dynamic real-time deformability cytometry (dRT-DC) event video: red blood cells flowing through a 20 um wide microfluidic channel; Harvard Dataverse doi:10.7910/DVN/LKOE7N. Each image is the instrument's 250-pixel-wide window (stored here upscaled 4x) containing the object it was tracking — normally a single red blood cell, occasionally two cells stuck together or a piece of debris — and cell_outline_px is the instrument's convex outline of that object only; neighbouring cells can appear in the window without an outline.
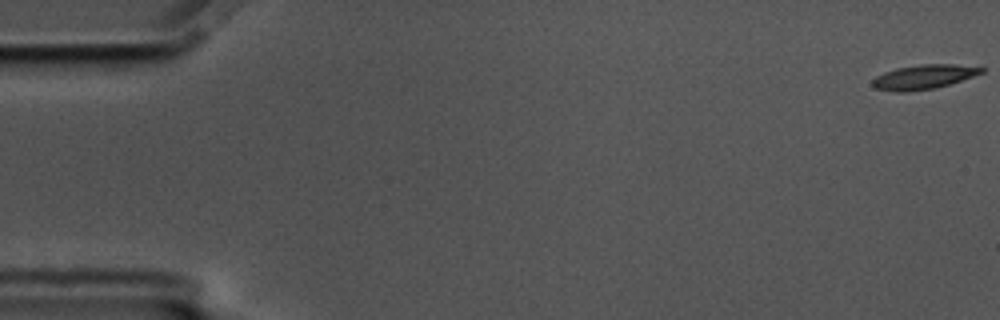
{"species": "common noctule bat (a hibernating species)", "species_latin": "Nyctalus noctula", "temperature_condition": "cold", "stored_images_in_passage": 59, "camera_frame_rate_fps": 3000, "um_per_image_px": 0.085, "animal": {"sex": "male", "body_mass_g": 17.5, "forearm_length_mm": 52.3}, "frame": {"image": 1, "passage_image": 1, "time_ms": 0.0, "image_size_px": [1000, 320], "cell_outline_px": [[984, 72], [936, 88], [904, 92], [892, 92], [876, 88], [872, 84], [872, 80], [876, 76], [884, 72], [896, 68], [920, 64], [956, 64], [984, 68]], "centroid_in_image_um": [78.47, 6.54], "position_along_channel_um": 6.5, "area_um2": 15.37}}
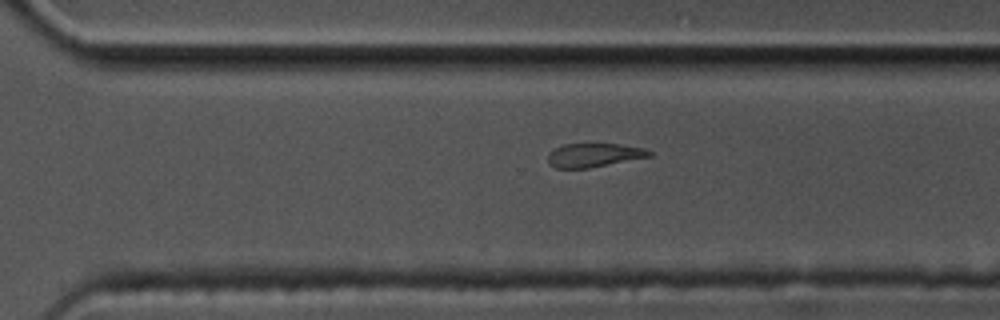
{"frame": {"image": 2, "passage_image": 41, "time_ms": 13.333, "image_size_px": [1000, 320], "cell_outline_px": [[652, 156], [588, 168], [556, 168], [548, 164], [548, 152], [564, 144], [620, 144], [644, 148], [652, 152]], "centroid_in_image_um": [50.47, 13.19], "position_along_channel_um": 320.1, "area_um2": 13.99}}
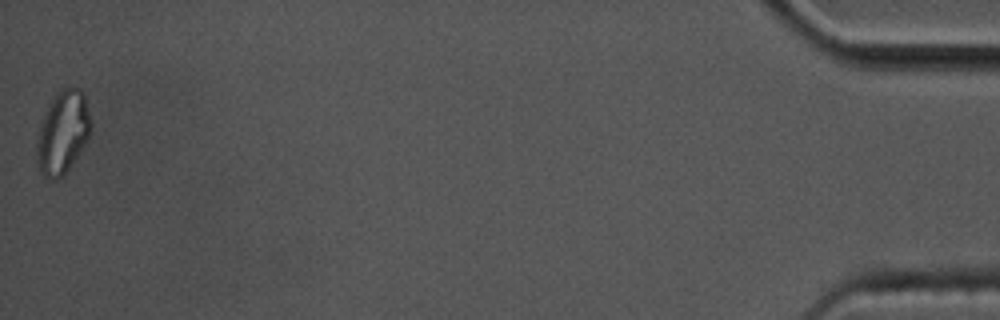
{"frame": {"image": 3, "passage_image": 59, "time_ms": 19.333, "image_size_px": [1000, 320], "cell_outline_px": [[92, 124], [88, 140], [68, 168], [56, 180], [52, 180], [44, 176], [40, 172], [36, 160], [36, 144], [40, 124], [56, 92], [60, 88], [80, 88], [84, 92]], "centroid_in_image_um": [5.33, 11.24], "position_along_channel_um": 429.9, "area_um2": 25.95}, "authors_computed_cell_mechanics": {"area_um2": 16.0684, "velocity_mm_per_s": 3.4384, "shape_relaxation_time_tau1_ms": 8.3563, "shape_relaxation_time_tau2_ms": null, "deformation_change_tau1": 0.1957, "deformation_change_tau2": null}}